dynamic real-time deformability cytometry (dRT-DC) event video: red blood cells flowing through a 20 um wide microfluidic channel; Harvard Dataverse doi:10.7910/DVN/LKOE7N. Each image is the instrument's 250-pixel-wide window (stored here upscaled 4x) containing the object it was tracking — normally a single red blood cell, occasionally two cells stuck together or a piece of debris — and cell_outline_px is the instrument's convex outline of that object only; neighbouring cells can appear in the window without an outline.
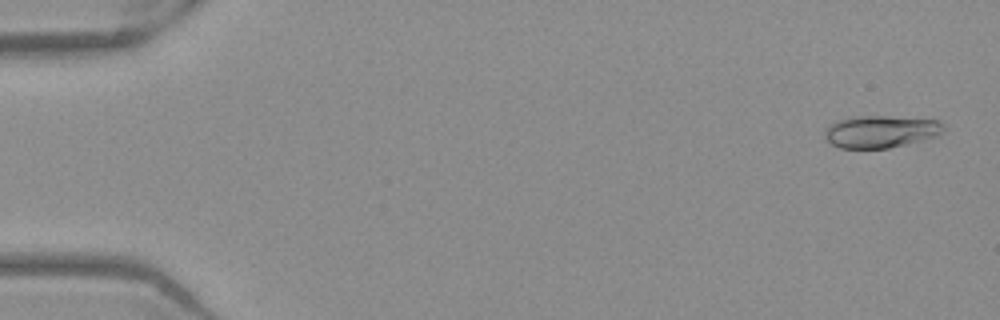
{"species": "Egyptian fruit bat (a non-hibernating species)", "species_latin": "Rousettus aegyptiacus", "temperature_condition": "warm", "stored_images_in_passage": 52, "camera_frame_rate_fps": 3000, "um_per_image_px": 0.085, "frame": {"image": 1, "passage_image": 2, "time_ms": 0.333, "image_size_px": [1000, 320], "cell_outline_px": [[944, 128], [936, 136], [888, 148], [840, 148], [824, 140], [824, 136], [828, 124], [836, 120], [848, 116], [888, 116], [940, 120]], "centroid_in_image_um": [74.78, 11.17], "position_along_channel_um": 10.2, "area_um2": 22.37}}
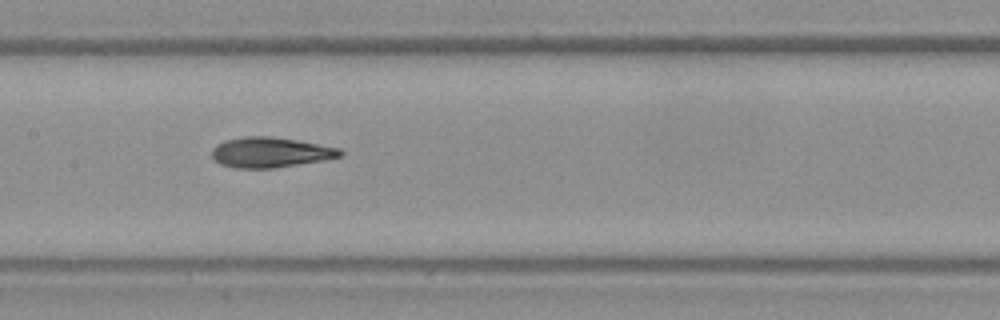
{"frame": {"image": 2, "passage_image": 26, "time_ms": 8.333, "image_size_px": [1000, 320], "cell_outline_px": [[344, 152], [340, 156], [320, 160], [276, 168], [232, 168], [220, 164], [212, 156], [212, 148], [216, 144], [224, 140], [244, 136], [268, 136], [296, 140], [340, 148]], "centroid_in_image_um": [22.93, 12.95], "position_along_channel_um": 184.5, "area_um2": 22.48}}
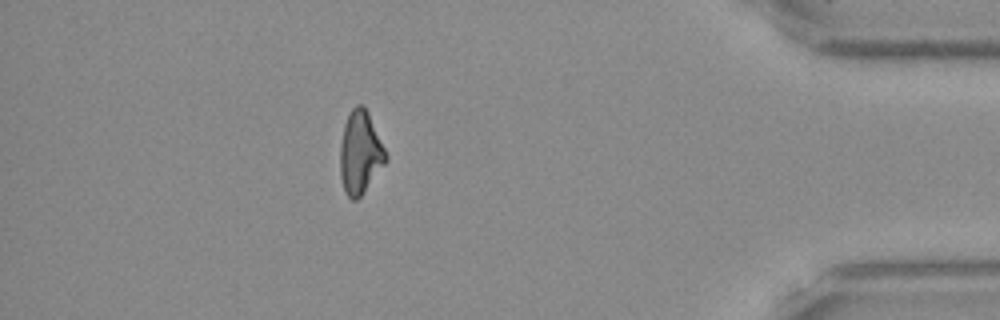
{"frame": {"image": 3, "passage_image": 46, "time_ms": 15.0, "image_size_px": [1000, 320], "cell_outline_px": [[388, 160], [360, 196], [356, 200], [352, 200], [344, 192], [340, 176], [340, 148], [344, 124], [352, 108], [356, 104], [364, 104], [368, 112], [388, 156]], "centroid_in_image_um": [30.61, 12.97], "position_along_channel_um": 404.6, "area_um2": 21.96}, "authors_computed_cell_mechanics": {"area_um2": 22.4264, "velocity_mm_per_s": 3.9512, "shape_relaxation_time_tau1_ms": 4.9479, "shape_relaxation_time_tau2_ms": 2.437, "deformation_change_tau1": 0.1754, "deformation_change_tau2": 0.0933}}